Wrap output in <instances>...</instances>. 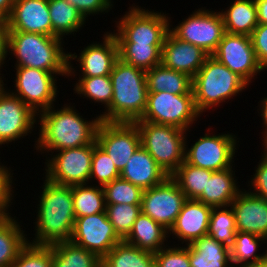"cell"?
Here are the masks:
<instances>
[{
    "instance_id": "12",
    "label": "cell",
    "mask_w": 267,
    "mask_h": 267,
    "mask_svg": "<svg viewBox=\"0 0 267 267\" xmlns=\"http://www.w3.org/2000/svg\"><path fill=\"white\" fill-rule=\"evenodd\" d=\"M16 69L14 89L11 93L20 98L37 115L55 105L59 96L57 75L36 68Z\"/></svg>"
},
{
    "instance_id": "19",
    "label": "cell",
    "mask_w": 267,
    "mask_h": 267,
    "mask_svg": "<svg viewBox=\"0 0 267 267\" xmlns=\"http://www.w3.org/2000/svg\"><path fill=\"white\" fill-rule=\"evenodd\" d=\"M8 31L52 36L48 0H19L14 2L8 17Z\"/></svg>"
},
{
    "instance_id": "55",
    "label": "cell",
    "mask_w": 267,
    "mask_h": 267,
    "mask_svg": "<svg viewBox=\"0 0 267 267\" xmlns=\"http://www.w3.org/2000/svg\"><path fill=\"white\" fill-rule=\"evenodd\" d=\"M262 142H263L262 148L264 149V151L262 149V152H264L267 155V137L264 140H262Z\"/></svg>"
},
{
    "instance_id": "20",
    "label": "cell",
    "mask_w": 267,
    "mask_h": 267,
    "mask_svg": "<svg viewBox=\"0 0 267 267\" xmlns=\"http://www.w3.org/2000/svg\"><path fill=\"white\" fill-rule=\"evenodd\" d=\"M213 207L197 200L187 199L175 223L168 231V237L172 234L182 245L192 244L195 240L207 235L210 222V214Z\"/></svg>"
},
{
    "instance_id": "7",
    "label": "cell",
    "mask_w": 267,
    "mask_h": 267,
    "mask_svg": "<svg viewBox=\"0 0 267 267\" xmlns=\"http://www.w3.org/2000/svg\"><path fill=\"white\" fill-rule=\"evenodd\" d=\"M169 13L144 9L135 3L116 22L117 43L164 44L170 28Z\"/></svg>"
},
{
    "instance_id": "45",
    "label": "cell",
    "mask_w": 267,
    "mask_h": 267,
    "mask_svg": "<svg viewBox=\"0 0 267 267\" xmlns=\"http://www.w3.org/2000/svg\"><path fill=\"white\" fill-rule=\"evenodd\" d=\"M260 161L255 166V173L250 178L251 181L248 180V189L251 193L256 196H259L265 200H267V155L263 152L261 153ZM251 183V184H250Z\"/></svg>"
},
{
    "instance_id": "5",
    "label": "cell",
    "mask_w": 267,
    "mask_h": 267,
    "mask_svg": "<svg viewBox=\"0 0 267 267\" xmlns=\"http://www.w3.org/2000/svg\"><path fill=\"white\" fill-rule=\"evenodd\" d=\"M249 85L236 73L209 55L192 78L197 110L204 114L240 95ZM224 102V103H223ZM222 103V104H221Z\"/></svg>"
},
{
    "instance_id": "34",
    "label": "cell",
    "mask_w": 267,
    "mask_h": 267,
    "mask_svg": "<svg viewBox=\"0 0 267 267\" xmlns=\"http://www.w3.org/2000/svg\"><path fill=\"white\" fill-rule=\"evenodd\" d=\"M163 44L118 43L119 59L144 71L161 64Z\"/></svg>"
},
{
    "instance_id": "43",
    "label": "cell",
    "mask_w": 267,
    "mask_h": 267,
    "mask_svg": "<svg viewBox=\"0 0 267 267\" xmlns=\"http://www.w3.org/2000/svg\"><path fill=\"white\" fill-rule=\"evenodd\" d=\"M155 267H191L189 245L165 246L154 253Z\"/></svg>"
},
{
    "instance_id": "40",
    "label": "cell",
    "mask_w": 267,
    "mask_h": 267,
    "mask_svg": "<svg viewBox=\"0 0 267 267\" xmlns=\"http://www.w3.org/2000/svg\"><path fill=\"white\" fill-rule=\"evenodd\" d=\"M105 211L114 231L123 240L130 233L134 222L141 213V205H106Z\"/></svg>"
},
{
    "instance_id": "1",
    "label": "cell",
    "mask_w": 267,
    "mask_h": 267,
    "mask_svg": "<svg viewBox=\"0 0 267 267\" xmlns=\"http://www.w3.org/2000/svg\"><path fill=\"white\" fill-rule=\"evenodd\" d=\"M71 104L60 109L54 105L38 114L39 132L34 144L36 151L47 156L56 151L91 144L96 139L100 116L87 120ZM48 153V154H47Z\"/></svg>"
},
{
    "instance_id": "35",
    "label": "cell",
    "mask_w": 267,
    "mask_h": 267,
    "mask_svg": "<svg viewBox=\"0 0 267 267\" xmlns=\"http://www.w3.org/2000/svg\"><path fill=\"white\" fill-rule=\"evenodd\" d=\"M75 217L90 216L105 212L106 204L102 186L80 184L72 186Z\"/></svg>"
},
{
    "instance_id": "32",
    "label": "cell",
    "mask_w": 267,
    "mask_h": 267,
    "mask_svg": "<svg viewBox=\"0 0 267 267\" xmlns=\"http://www.w3.org/2000/svg\"><path fill=\"white\" fill-rule=\"evenodd\" d=\"M262 243H266L267 245V240L262 236L237 231L235 234V241L230 247L233 267H244L265 261L267 259V251L262 254L258 252Z\"/></svg>"
},
{
    "instance_id": "24",
    "label": "cell",
    "mask_w": 267,
    "mask_h": 267,
    "mask_svg": "<svg viewBox=\"0 0 267 267\" xmlns=\"http://www.w3.org/2000/svg\"><path fill=\"white\" fill-rule=\"evenodd\" d=\"M235 171L234 167L213 171L211 177H207L206 191L197 201L212 207L230 206L243 190L239 188Z\"/></svg>"
},
{
    "instance_id": "30",
    "label": "cell",
    "mask_w": 267,
    "mask_h": 267,
    "mask_svg": "<svg viewBox=\"0 0 267 267\" xmlns=\"http://www.w3.org/2000/svg\"><path fill=\"white\" fill-rule=\"evenodd\" d=\"M50 19L52 23V36L64 39L65 35L74 36L86 24L81 13L66 0H48Z\"/></svg>"
},
{
    "instance_id": "41",
    "label": "cell",
    "mask_w": 267,
    "mask_h": 267,
    "mask_svg": "<svg viewBox=\"0 0 267 267\" xmlns=\"http://www.w3.org/2000/svg\"><path fill=\"white\" fill-rule=\"evenodd\" d=\"M119 177L120 171L116 168L108 154L97 144L95 139L89 181L92 184L94 181V183H98L99 186H103Z\"/></svg>"
},
{
    "instance_id": "27",
    "label": "cell",
    "mask_w": 267,
    "mask_h": 267,
    "mask_svg": "<svg viewBox=\"0 0 267 267\" xmlns=\"http://www.w3.org/2000/svg\"><path fill=\"white\" fill-rule=\"evenodd\" d=\"M220 13L228 33L250 36L259 24L255 0H235Z\"/></svg>"
},
{
    "instance_id": "38",
    "label": "cell",
    "mask_w": 267,
    "mask_h": 267,
    "mask_svg": "<svg viewBox=\"0 0 267 267\" xmlns=\"http://www.w3.org/2000/svg\"><path fill=\"white\" fill-rule=\"evenodd\" d=\"M236 232L235 215L231 206L213 207L207 235L231 247L235 241Z\"/></svg>"
},
{
    "instance_id": "47",
    "label": "cell",
    "mask_w": 267,
    "mask_h": 267,
    "mask_svg": "<svg viewBox=\"0 0 267 267\" xmlns=\"http://www.w3.org/2000/svg\"><path fill=\"white\" fill-rule=\"evenodd\" d=\"M250 38L258 63L267 69V24H258Z\"/></svg>"
},
{
    "instance_id": "50",
    "label": "cell",
    "mask_w": 267,
    "mask_h": 267,
    "mask_svg": "<svg viewBox=\"0 0 267 267\" xmlns=\"http://www.w3.org/2000/svg\"><path fill=\"white\" fill-rule=\"evenodd\" d=\"M262 100H260V104H259V115L261 116L262 118V127H263V131H262V137H263V140L267 137V96L264 97V98H261ZM265 128V129H264ZM264 133V134H263Z\"/></svg>"
},
{
    "instance_id": "6",
    "label": "cell",
    "mask_w": 267,
    "mask_h": 267,
    "mask_svg": "<svg viewBox=\"0 0 267 267\" xmlns=\"http://www.w3.org/2000/svg\"><path fill=\"white\" fill-rule=\"evenodd\" d=\"M134 123L140 132L141 145L163 171L171 176L185 161V139L188 131L147 121Z\"/></svg>"
},
{
    "instance_id": "3",
    "label": "cell",
    "mask_w": 267,
    "mask_h": 267,
    "mask_svg": "<svg viewBox=\"0 0 267 267\" xmlns=\"http://www.w3.org/2000/svg\"><path fill=\"white\" fill-rule=\"evenodd\" d=\"M63 43L64 40L56 36L8 31L7 55L16 59L14 67L36 68L67 78L69 53Z\"/></svg>"
},
{
    "instance_id": "36",
    "label": "cell",
    "mask_w": 267,
    "mask_h": 267,
    "mask_svg": "<svg viewBox=\"0 0 267 267\" xmlns=\"http://www.w3.org/2000/svg\"><path fill=\"white\" fill-rule=\"evenodd\" d=\"M212 172L184 161L170 177L178 184L186 199L197 200L206 191L207 177H211Z\"/></svg>"
},
{
    "instance_id": "28",
    "label": "cell",
    "mask_w": 267,
    "mask_h": 267,
    "mask_svg": "<svg viewBox=\"0 0 267 267\" xmlns=\"http://www.w3.org/2000/svg\"><path fill=\"white\" fill-rule=\"evenodd\" d=\"M148 92H162L181 95L192 90V78L180 71L164 67L162 64L146 71Z\"/></svg>"
},
{
    "instance_id": "22",
    "label": "cell",
    "mask_w": 267,
    "mask_h": 267,
    "mask_svg": "<svg viewBox=\"0 0 267 267\" xmlns=\"http://www.w3.org/2000/svg\"><path fill=\"white\" fill-rule=\"evenodd\" d=\"M208 56L201 48L179 40L169 31L162 48L161 64L193 78Z\"/></svg>"
},
{
    "instance_id": "17",
    "label": "cell",
    "mask_w": 267,
    "mask_h": 267,
    "mask_svg": "<svg viewBox=\"0 0 267 267\" xmlns=\"http://www.w3.org/2000/svg\"><path fill=\"white\" fill-rule=\"evenodd\" d=\"M37 117L20 98L5 88L0 94V146L15 143L31 134L37 129Z\"/></svg>"
},
{
    "instance_id": "54",
    "label": "cell",
    "mask_w": 267,
    "mask_h": 267,
    "mask_svg": "<svg viewBox=\"0 0 267 267\" xmlns=\"http://www.w3.org/2000/svg\"><path fill=\"white\" fill-rule=\"evenodd\" d=\"M244 267H267V259L265 261L259 262V263H255V264H251L248 266H244Z\"/></svg>"
},
{
    "instance_id": "29",
    "label": "cell",
    "mask_w": 267,
    "mask_h": 267,
    "mask_svg": "<svg viewBox=\"0 0 267 267\" xmlns=\"http://www.w3.org/2000/svg\"><path fill=\"white\" fill-rule=\"evenodd\" d=\"M15 219L12 214L0 219V267H9L28 242L25 230L21 228L18 218Z\"/></svg>"
},
{
    "instance_id": "14",
    "label": "cell",
    "mask_w": 267,
    "mask_h": 267,
    "mask_svg": "<svg viewBox=\"0 0 267 267\" xmlns=\"http://www.w3.org/2000/svg\"><path fill=\"white\" fill-rule=\"evenodd\" d=\"M96 142L121 172L141 145V137L134 122L100 121L96 131Z\"/></svg>"
},
{
    "instance_id": "15",
    "label": "cell",
    "mask_w": 267,
    "mask_h": 267,
    "mask_svg": "<svg viewBox=\"0 0 267 267\" xmlns=\"http://www.w3.org/2000/svg\"><path fill=\"white\" fill-rule=\"evenodd\" d=\"M186 200L178 184L169 176L163 183L143 191L141 212L169 231Z\"/></svg>"
},
{
    "instance_id": "4",
    "label": "cell",
    "mask_w": 267,
    "mask_h": 267,
    "mask_svg": "<svg viewBox=\"0 0 267 267\" xmlns=\"http://www.w3.org/2000/svg\"><path fill=\"white\" fill-rule=\"evenodd\" d=\"M110 77L113 98L109 108L100 113V120L134 122L140 119L147 106L146 71L118 59Z\"/></svg>"
},
{
    "instance_id": "52",
    "label": "cell",
    "mask_w": 267,
    "mask_h": 267,
    "mask_svg": "<svg viewBox=\"0 0 267 267\" xmlns=\"http://www.w3.org/2000/svg\"><path fill=\"white\" fill-rule=\"evenodd\" d=\"M0 28H8V18L0 12Z\"/></svg>"
},
{
    "instance_id": "13",
    "label": "cell",
    "mask_w": 267,
    "mask_h": 267,
    "mask_svg": "<svg viewBox=\"0 0 267 267\" xmlns=\"http://www.w3.org/2000/svg\"><path fill=\"white\" fill-rule=\"evenodd\" d=\"M212 56L240 76L249 86L265 71L258 63L248 35L225 32Z\"/></svg>"
},
{
    "instance_id": "46",
    "label": "cell",
    "mask_w": 267,
    "mask_h": 267,
    "mask_svg": "<svg viewBox=\"0 0 267 267\" xmlns=\"http://www.w3.org/2000/svg\"><path fill=\"white\" fill-rule=\"evenodd\" d=\"M66 2L73 5L85 19L94 14L108 13L114 6L113 0H66Z\"/></svg>"
},
{
    "instance_id": "8",
    "label": "cell",
    "mask_w": 267,
    "mask_h": 267,
    "mask_svg": "<svg viewBox=\"0 0 267 267\" xmlns=\"http://www.w3.org/2000/svg\"><path fill=\"white\" fill-rule=\"evenodd\" d=\"M201 115L196 108L192 90L188 94L181 95L166 91L148 92L145 112L136 121L170 125L189 131Z\"/></svg>"
},
{
    "instance_id": "26",
    "label": "cell",
    "mask_w": 267,
    "mask_h": 267,
    "mask_svg": "<svg viewBox=\"0 0 267 267\" xmlns=\"http://www.w3.org/2000/svg\"><path fill=\"white\" fill-rule=\"evenodd\" d=\"M189 260L191 267H233L230 247L209 235L189 245Z\"/></svg>"
},
{
    "instance_id": "10",
    "label": "cell",
    "mask_w": 267,
    "mask_h": 267,
    "mask_svg": "<svg viewBox=\"0 0 267 267\" xmlns=\"http://www.w3.org/2000/svg\"><path fill=\"white\" fill-rule=\"evenodd\" d=\"M94 141L91 144L68 148L49 154L45 159V177L49 181L66 186L89 184Z\"/></svg>"
},
{
    "instance_id": "49",
    "label": "cell",
    "mask_w": 267,
    "mask_h": 267,
    "mask_svg": "<svg viewBox=\"0 0 267 267\" xmlns=\"http://www.w3.org/2000/svg\"><path fill=\"white\" fill-rule=\"evenodd\" d=\"M259 24H267V0H255Z\"/></svg>"
},
{
    "instance_id": "31",
    "label": "cell",
    "mask_w": 267,
    "mask_h": 267,
    "mask_svg": "<svg viewBox=\"0 0 267 267\" xmlns=\"http://www.w3.org/2000/svg\"><path fill=\"white\" fill-rule=\"evenodd\" d=\"M103 267H155L154 253L125 240L118 242L101 260Z\"/></svg>"
},
{
    "instance_id": "25",
    "label": "cell",
    "mask_w": 267,
    "mask_h": 267,
    "mask_svg": "<svg viewBox=\"0 0 267 267\" xmlns=\"http://www.w3.org/2000/svg\"><path fill=\"white\" fill-rule=\"evenodd\" d=\"M168 238L167 229L141 212L130 233L123 240L137 248L155 253L167 246Z\"/></svg>"
},
{
    "instance_id": "42",
    "label": "cell",
    "mask_w": 267,
    "mask_h": 267,
    "mask_svg": "<svg viewBox=\"0 0 267 267\" xmlns=\"http://www.w3.org/2000/svg\"><path fill=\"white\" fill-rule=\"evenodd\" d=\"M9 267H53L52 246L27 242Z\"/></svg>"
},
{
    "instance_id": "23",
    "label": "cell",
    "mask_w": 267,
    "mask_h": 267,
    "mask_svg": "<svg viewBox=\"0 0 267 267\" xmlns=\"http://www.w3.org/2000/svg\"><path fill=\"white\" fill-rule=\"evenodd\" d=\"M168 177L169 175L163 171L142 145L134 152L120 172V178L143 190L163 183Z\"/></svg>"
},
{
    "instance_id": "9",
    "label": "cell",
    "mask_w": 267,
    "mask_h": 267,
    "mask_svg": "<svg viewBox=\"0 0 267 267\" xmlns=\"http://www.w3.org/2000/svg\"><path fill=\"white\" fill-rule=\"evenodd\" d=\"M210 128L207 133L200 136L195 143L188 147L187 136L185 139V161L195 167L220 171L233 167L235 153L239 140L234 133L210 134ZM234 134V135H233Z\"/></svg>"
},
{
    "instance_id": "33",
    "label": "cell",
    "mask_w": 267,
    "mask_h": 267,
    "mask_svg": "<svg viewBox=\"0 0 267 267\" xmlns=\"http://www.w3.org/2000/svg\"><path fill=\"white\" fill-rule=\"evenodd\" d=\"M52 246L53 267H99L101 258L71 241L58 242Z\"/></svg>"
},
{
    "instance_id": "48",
    "label": "cell",
    "mask_w": 267,
    "mask_h": 267,
    "mask_svg": "<svg viewBox=\"0 0 267 267\" xmlns=\"http://www.w3.org/2000/svg\"><path fill=\"white\" fill-rule=\"evenodd\" d=\"M7 34H8V28H0V70L3 69L2 66L5 64V62H7L5 60L8 58Z\"/></svg>"
},
{
    "instance_id": "37",
    "label": "cell",
    "mask_w": 267,
    "mask_h": 267,
    "mask_svg": "<svg viewBox=\"0 0 267 267\" xmlns=\"http://www.w3.org/2000/svg\"><path fill=\"white\" fill-rule=\"evenodd\" d=\"M74 83V93L78 96L91 100V102L101 103L106 111L113 98V85L110 75L95 77H79Z\"/></svg>"
},
{
    "instance_id": "2",
    "label": "cell",
    "mask_w": 267,
    "mask_h": 267,
    "mask_svg": "<svg viewBox=\"0 0 267 267\" xmlns=\"http://www.w3.org/2000/svg\"><path fill=\"white\" fill-rule=\"evenodd\" d=\"M38 196L35 236L30 244L50 246L58 242L71 241L75 214L72 186L59 185L45 178Z\"/></svg>"
},
{
    "instance_id": "16",
    "label": "cell",
    "mask_w": 267,
    "mask_h": 267,
    "mask_svg": "<svg viewBox=\"0 0 267 267\" xmlns=\"http://www.w3.org/2000/svg\"><path fill=\"white\" fill-rule=\"evenodd\" d=\"M103 42H92L88 46H85L80 53L69 52V75L72 78H76L78 72L75 71L72 60L79 63L77 67L81 70L78 77H95L110 75L115 62L119 59L118 43L112 31H105L103 35ZM76 73V74H75Z\"/></svg>"
},
{
    "instance_id": "51",
    "label": "cell",
    "mask_w": 267,
    "mask_h": 267,
    "mask_svg": "<svg viewBox=\"0 0 267 267\" xmlns=\"http://www.w3.org/2000/svg\"><path fill=\"white\" fill-rule=\"evenodd\" d=\"M13 4L14 3L11 0H0V12L8 18L11 13Z\"/></svg>"
},
{
    "instance_id": "39",
    "label": "cell",
    "mask_w": 267,
    "mask_h": 267,
    "mask_svg": "<svg viewBox=\"0 0 267 267\" xmlns=\"http://www.w3.org/2000/svg\"><path fill=\"white\" fill-rule=\"evenodd\" d=\"M106 205H141L143 189L129 181L117 178L102 186Z\"/></svg>"
},
{
    "instance_id": "53",
    "label": "cell",
    "mask_w": 267,
    "mask_h": 267,
    "mask_svg": "<svg viewBox=\"0 0 267 267\" xmlns=\"http://www.w3.org/2000/svg\"><path fill=\"white\" fill-rule=\"evenodd\" d=\"M1 72L2 71L0 70V94L5 90V88H6L5 86L7 85L6 83L3 82L4 81L3 79H5V81H6V78H4L5 76Z\"/></svg>"
},
{
    "instance_id": "18",
    "label": "cell",
    "mask_w": 267,
    "mask_h": 267,
    "mask_svg": "<svg viewBox=\"0 0 267 267\" xmlns=\"http://www.w3.org/2000/svg\"><path fill=\"white\" fill-rule=\"evenodd\" d=\"M121 240L106 211L75 219L71 242L92 251L101 259Z\"/></svg>"
},
{
    "instance_id": "44",
    "label": "cell",
    "mask_w": 267,
    "mask_h": 267,
    "mask_svg": "<svg viewBox=\"0 0 267 267\" xmlns=\"http://www.w3.org/2000/svg\"><path fill=\"white\" fill-rule=\"evenodd\" d=\"M1 160V159H0ZM14 170L11 168H7L6 165H3L0 161V219L6 218L10 216L11 212H9V208L13 205L11 202L14 199V191L13 185L14 178L13 173ZM13 178V179H12Z\"/></svg>"
},
{
    "instance_id": "11",
    "label": "cell",
    "mask_w": 267,
    "mask_h": 267,
    "mask_svg": "<svg viewBox=\"0 0 267 267\" xmlns=\"http://www.w3.org/2000/svg\"><path fill=\"white\" fill-rule=\"evenodd\" d=\"M171 22L169 31L175 37L196 45L208 55L213 54L225 33L220 11L217 12L204 7L196 9L174 28L171 26Z\"/></svg>"
},
{
    "instance_id": "21",
    "label": "cell",
    "mask_w": 267,
    "mask_h": 267,
    "mask_svg": "<svg viewBox=\"0 0 267 267\" xmlns=\"http://www.w3.org/2000/svg\"><path fill=\"white\" fill-rule=\"evenodd\" d=\"M230 206L237 231L253 233L267 240V200L243 188Z\"/></svg>"
}]
</instances>
